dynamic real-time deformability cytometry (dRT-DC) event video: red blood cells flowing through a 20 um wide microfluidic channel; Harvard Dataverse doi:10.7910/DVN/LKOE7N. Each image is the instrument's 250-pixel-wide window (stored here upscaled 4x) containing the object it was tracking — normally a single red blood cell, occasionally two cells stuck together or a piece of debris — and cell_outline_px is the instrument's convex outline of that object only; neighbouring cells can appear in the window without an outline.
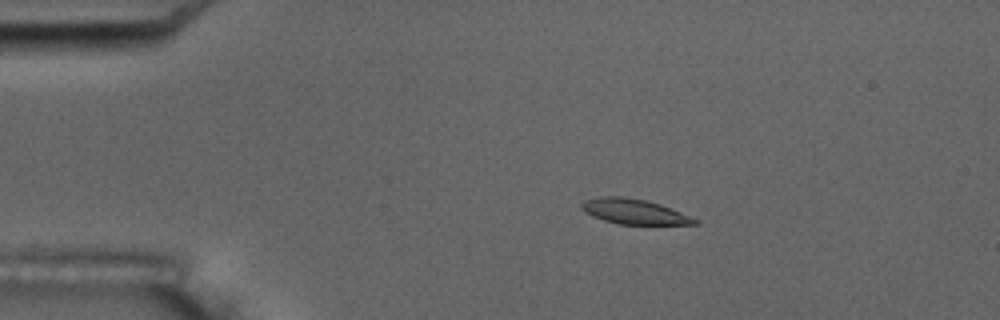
{"species": "common noctule bat (a hibernating species)", "species_latin": "Nyctalus noctula", "temperature_condition": "room temperature", "stored_images_in_passage": 5, "camera_frame_rate_fps": 3000, "um_per_image_px": 0.085, "animal": {"sex": "male", "body_mass_g": 17.5, "forearm_length_mm": 52.3}, "frame": {"image": 1, "passage_image": 2, "time_ms": 1.0, "image_size_px": [1000, 320], "cell_outline_px": [[700, 224], [620, 224], [604, 220], [592, 216], [584, 212], [580, 208], [580, 204], [584, 200], [600, 196], [624, 196], [644, 200], [660, 204], [700, 220]], "centroid_in_image_um": [53.87, 17.97], "position_along_channel_um": 31.1, "area_um2": 16.53}}
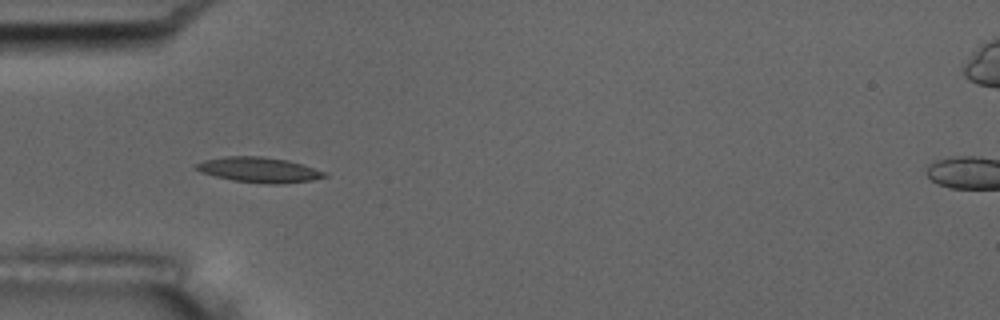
{"frame": {"image": 2, "passage_image": 4, "time_ms": 3.333, "image_size_px": [1000, 320], "cell_outline_px": [[328, 176], [312, 180], [280, 184], [272, 184], [232, 180], [200, 172], [192, 168], [196, 164], [204, 160], [224, 156], [260, 156], [288, 160], [328, 172]], "centroid_in_image_um": [22.02, 14.43], "position_along_channel_um": 63.0, "area_um2": 18.9}}